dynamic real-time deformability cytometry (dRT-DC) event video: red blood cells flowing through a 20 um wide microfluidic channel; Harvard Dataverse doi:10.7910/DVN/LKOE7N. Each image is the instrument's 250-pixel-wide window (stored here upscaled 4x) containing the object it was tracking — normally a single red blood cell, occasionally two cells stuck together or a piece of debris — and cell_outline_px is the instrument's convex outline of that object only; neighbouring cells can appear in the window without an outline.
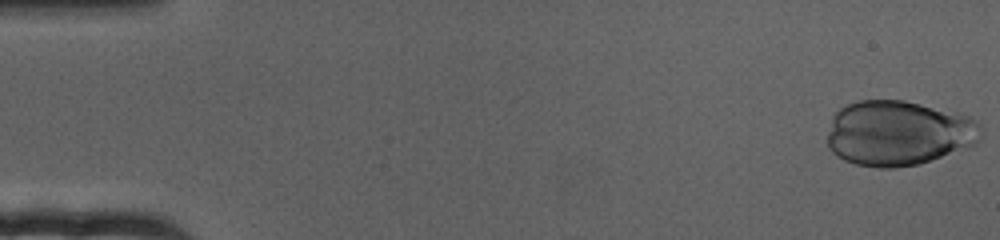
{"species": "human", "species_latin": "Homo sapiens", "temperature_condition": "cold", "stored_images_in_passage": 64, "camera_frame_rate_fps": 3000, "um_per_image_px": 0.085, "donor": {"sex": "female"}, "frame": {"image": 1, "passage_image": 1, "time_ms": 0.0, "image_size_px": [1000, 240], "cell_outline_px": [[984, 132], [980, 140], [976, 144], [968, 148], [920, 164], [896, 168], [876, 168], [856, 164], [844, 160], [836, 156], [828, 148], [828, 132], [832, 116], [840, 108], [848, 104], [860, 100], [904, 100], [956, 112], [968, 116], [980, 124]], "centroid_in_image_um": [76.39, 11.33], "position_along_channel_um": 8.6, "area_um2": 58.96}}
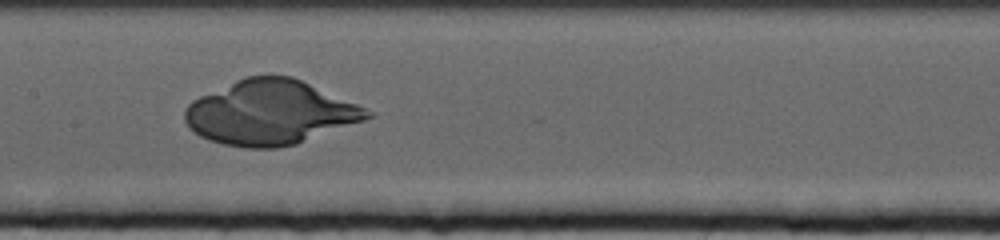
{"frame": {"image": 2, "passage_image": 36, "time_ms": 11.667, "image_size_px": [1000, 240], "cell_outline_px": [[372, 116], [364, 120], [296, 144], [276, 148], [248, 148], [224, 144], [208, 140], [200, 136], [184, 120], [184, 112], [188, 104], [192, 100], [200, 96], [244, 76], [292, 76], [356, 104], [372, 112]], "centroid_in_image_um": [22.93, 9.57], "position_along_channel_um": 184.5, "area_um2": 67.68}}
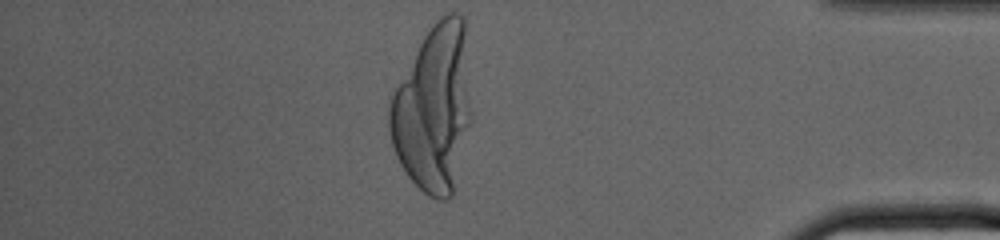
{"frame": {"image": 3, "passage_image": 63, "time_ms": 20.667, "image_size_px": [1000, 240], "cell_outline_px": [[472, 120], [452, 196], [448, 200], [436, 200], [428, 196], [408, 176], [400, 164], [396, 156], [392, 144], [388, 128], [388, 100], [424, 36], [432, 24], [440, 16], [448, 12], [456, 12], [464, 16], [472, 112]], "centroid_in_image_um": [36.87, 9.24], "position_along_channel_um": 398.3, "area_um2": 80.34}}